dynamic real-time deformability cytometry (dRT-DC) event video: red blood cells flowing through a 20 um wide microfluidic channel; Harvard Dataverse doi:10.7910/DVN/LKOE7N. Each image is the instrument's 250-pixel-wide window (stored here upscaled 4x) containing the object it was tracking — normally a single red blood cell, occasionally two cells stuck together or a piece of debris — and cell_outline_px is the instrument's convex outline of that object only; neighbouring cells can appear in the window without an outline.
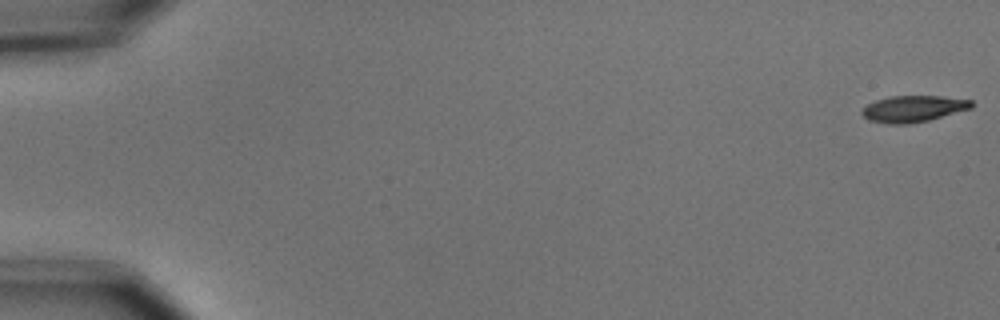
{"species": "common noctule bat (a hibernating species)", "species_latin": "Nyctalus noctula", "temperature_condition": "cold", "stored_images_in_passage": 55, "camera_frame_rate_fps": 3000, "um_per_image_px": 0.085, "animal": {"sex": "male", "body_mass_g": 15.6}, "frame": {"image": 1, "passage_image": 1, "time_ms": 0.0, "image_size_px": [1000, 320], "cell_outline_px": [[972, 108], [928, 120], [908, 124], [888, 124], [868, 120], [860, 112], [868, 104], [876, 100], [888, 96], [944, 96], [972, 100]], "centroid_in_image_um": [77.62, 9.24], "position_along_channel_um": 7.4, "area_um2": 16.82}}
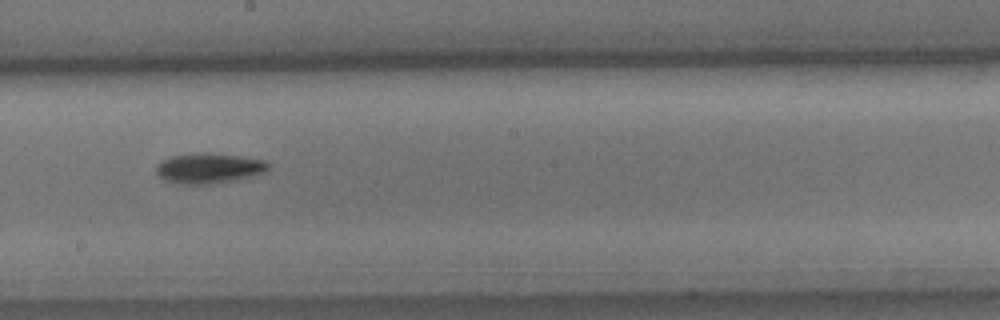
{"frame": {"image": 2, "passage_image": 32, "time_ms": 10.333, "image_size_px": [1000, 320], "cell_outline_px": [[272, 164], [264, 172], [240, 180], [208, 184], [180, 184], [164, 180], [156, 172], [156, 164], [160, 160], [172, 156], [204, 152], [208, 152], [240, 156], [264, 160]], "centroid_in_image_um": [17.76, 14.3], "position_along_channel_um": 230.4, "area_um2": 20.0}}
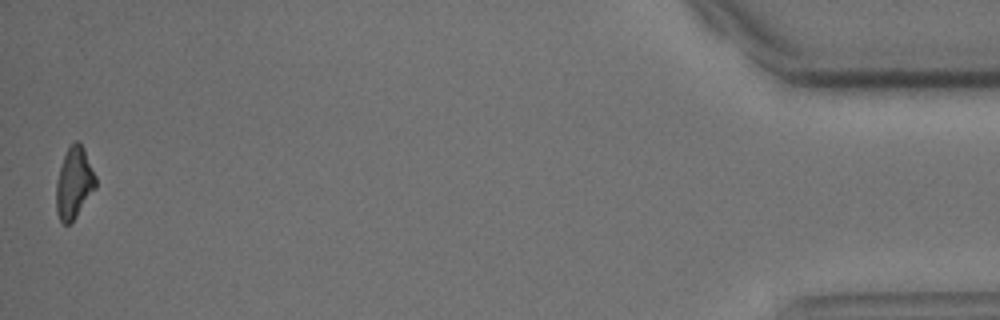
{"frame": {"image": 3, "passage_image": 55, "time_ms": 18.0, "image_size_px": [1000, 320], "cell_outline_px": [[96, 188], [76, 216], [68, 224], [64, 224], [60, 220], [56, 212], [56, 184], [60, 168], [64, 156], [68, 148], [76, 140], [80, 140], [84, 148], [96, 176]], "centroid_in_image_um": [6.3, 15.54], "position_along_channel_um": 428.9, "area_um2": 16.3}, "authors_computed_cell_mechanics": {"area_um2": 17.918, "velocity_mm_per_s": 3.6846, "shape_relaxation_time_tau1_ms": 2.4847, "shape_relaxation_time_tau2_ms": null, "deformation_change_tau1": 0.1129, "deformation_change_tau2": null}}